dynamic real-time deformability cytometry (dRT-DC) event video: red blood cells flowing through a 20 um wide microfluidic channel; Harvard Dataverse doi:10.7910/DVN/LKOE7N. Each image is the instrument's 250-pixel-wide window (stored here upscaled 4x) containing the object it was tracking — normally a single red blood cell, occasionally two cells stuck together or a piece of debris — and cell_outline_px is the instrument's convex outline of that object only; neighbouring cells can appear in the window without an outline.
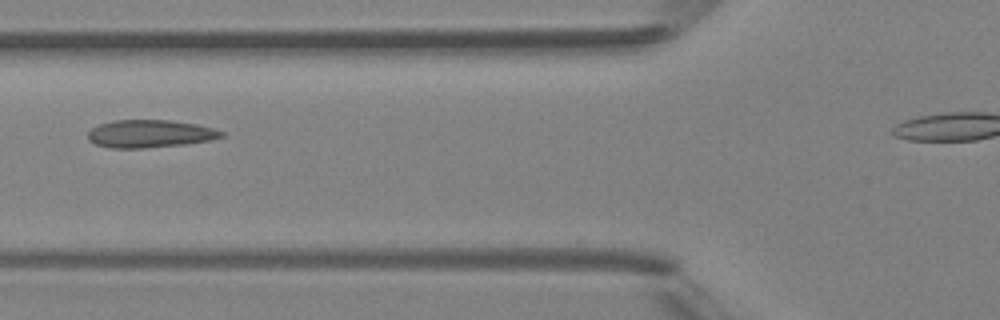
{"species": "Egyptian fruit bat (a non-hibernating species)", "species_latin": "Rousettus aegyptiacus", "temperature_condition": "room temperature", "stored_images_in_passage": 3, "camera_frame_rate_fps": 3000, "um_per_image_px": 0.085, "animal": {"sex": "female"}, "frame": {"image": 1, "passage_image": 3, "time_ms": 2.0, "image_size_px": [1000, 320], "cell_outline_px": [[224, 136], [208, 140], [184, 144], [144, 148], [108, 148], [96, 144], [88, 140], [88, 132], [92, 128], [100, 124], [112, 120], [168, 120], [196, 124], [212, 128], [224, 132]], "centroid_in_image_um": [12.7, 11.37], "position_along_channel_um": 113.1, "area_um2": 21.44}}